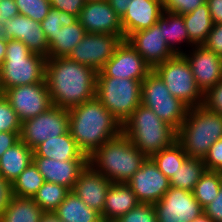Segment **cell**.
<instances>
[{
    "mask_svg": "<svg viewBox=\"0 0 222 222\" xmlns=\"http://www.w3.org/2000/svg\"><path fill=\"white\" fill-rule=\"evenodd\" d=\"M17 15L19 11L15 0H0V19L3 24Z\"/></svg>",
    "mask_w": 222,
    "mask_h": 222,
    "instance_id": "47",
    "label": "cell"
},
{
    "mask_svg": "<svg viewBox=\"0 0 222 222\" xmlns=\"http://www.w3.org/2000/svg\"><path fill=\"white\" fill-rule=\"evenodd\" d=\"M191 54L182 53L188 61L198 88L203 94L222 80V56L203 45L193 46Z\"/></svg>",
    "mask_w": 222,
    "mask_h": 222,
    "instance_id": "16",
    "label": "cell"
},
{
    "mask_svg": "<svg viewBox=\"0 0 222 222\" xmlns=\"http://www.w3.org/2000/svg\"><path fill=\"white\" fill-rule=\"evenodd\" d=\"M142 81L112 77L96 78V98L123 125L141 104Z\"/></svg>",
    "mask_w": 222,
    "mask_h": 222,
    "instance_id": "7",
    "label": "cell"
},
{
    "mask_svg": "<svg viewBox=\"0 0 222 222\" xmlns=\"http://www.w3.org/2000/svg\"><path fill=\"white\" fill-rule=\"evenodd\" d=\"M153 70L160 76L170 93L189 108L203 105L204 94L198 88L188 61L176 54Z\"/></svg>",
    "mask_w": 222,
    "mask_h": 222,
    "instance_id": "9",
    "label": "cell"
},
{
    "mask_svg": "<svg viewBox=\"0 0 222 222\" xmlns=\"http://www.w3.org/2000/svg\"><path fill=\"white\" fill-rule=\"evenodd\" d=\"M1 20L2 19H0V39H8L6 28L4 24L1 22Z\"/></svg>",
    "mask_w": 222,
    "mask_h": 222,
    "instance_id": "54",
    "label": "cell"
},
{
    "mask_svg": "<svg viewBox=\"0 0 222 222\" xmlns=\"http://www.w3.org/2000/svg\"><path fill=\"white\" fill-rule=\"evenodd\" d=\"M13 196L12 183L0 177V217L5 212Z\"/></svg>",
    "mask_w": 222,
    "mask_h": 222,
    "instance_id": "46",
    "label": "cell"
},
{
    "mask_svg": "<svg viewBox=\"0 0 222 222\" xmlns=\"http://www.w3.org/2000/svg\"><path fill=\"white\" fill-rule=\"evenodd\" d=\"M8 39L22 41L32 53L48 58L49 44L39 22L17 15L4 23Z\"/></svg>",
    "mask_w": 222,
    "mask_h": 222,
    "instance_id": "19",
    "label": "cell"
},
{
    "mask_svg": "<svg viewBox=\"0 0 222 222\" xmlns=\"http://www.w3.org/2000/svg\"><path fill=\"white\" fill-rule=\"evenodd\" d=\"M87 34L79 21L73 25H63L55 35L47 39L49 44L48 58H66L74 47Z\"/></svg>",
    "mask_w": 222,
    "mask_h": 222,
    "instance_id": "26",
    "label": "cell"
},
{
    "mask_svg": "<svg viewBox=\"0 0 222 222\" xmlns=\"http://www.w3.org/2000/svg\"><path fill=\"white\" fill-rule=\"evenodd\" d=\"M157 24L162 29V34L168 47L175 54H182L180 45L183 42L189 43V36L182 15L173 14L163 11L162 15L158 18Z\"/></svg>",
    "mask_w": 222,
    "mask_h": 222,
    "instance_id": "29",
    "label": "cell"
},
{
    "mask_svg": "<svg viewBox=\"0 0 222 222\" xmlns=\"http://www.w3.org/2000/svg\"><path fill=\"white\" fill-rule=\"evenodd\" d=\"M47 58L32 53L20 40L7 39L5 60L0 66L2 91L45 80Z\"/></svg>",
    "mask_w": 222,
    "mask_h": 222,
    "instance_id": "6",
    "label": "cell"
},
{
    "mask_svg": "<svg viewBox=\"0 0 222 222\" xmlns=\"http://www.w3.org/2000/svg\"><path fill=\"white\" fill-rule=\"evenodd\" d=\"M112 182L89 165L80 173L73 191L88 207L102 214L107 190Z\"/></svg>",
    "mask_w": 222,
    "mask_h": 222,
    "instance_id": "21",
    "label": "cell"
},
{
    "mask_svg": "<svg viewBox=\"0 0 222 222\" xmlns=\"http://www.w3.org/2000/svg\"><path fill=\"white\" fill-rule=\"evenodd\" d=\"M45 182L38 167L32 162L12 183L13 195L22 198H33Z\"/></svg>",
    "mask_w": 222,
    "mask_h": 222,
    "instance_id": "33",
    "label": "cell"
},
{
    "mask_svg": "<svg viewBox=\"0 0 222 222\" xmlns=\"http://www.w3.org/2000/svg\"><path fill=\"white\" fill-rule=\"evenodd\" d=\"M206 0H163V11L185 15L204 4Z\"/></svg>",
    "mask_w": 222,
    "mask_h": 222,
    "instance_id": "40",
    "label": "cell"
},
{
    "mask_svg": "<svg viewBox=\"0 0 222 222\" xmlns=\"http://www.w3.org/2000/svg\"><path fill=\"white\" fill-rule=\"evenodd\" d=\"M97 222H109V220L102 217V218H101L100 220H98Z\"/></svg>",
    "mask_w": 222,
    "mask_h": 222,
    "instance_id": "55",
    "label": "cell"
},
{
    "mask_svg": "<svg viewBox=\"0 0 222 222\" xmlns=\"http://www.w3.org/2000/svg\"><path fill=\"white\" fill-rule=\"evenodd\" d=\"M152 67L131 46L123 40L114 55L97 72V77H112L143 81L152 71Z\"/></svg>",
    "mask_w": 222,
    "mask_h": 222,
    "instance_id": "14",
    "label": "cell"
},
{
    "mask_svg": "<svg viewBox=\"0 0 222 222\" xmlns=\"http://www.w3.org/2000/svg\"><path fill=\"white\" fill-rule=\"evenodd\" d=\"M17 132L20 135L21 121L10 103L0 96V132Z\"/></svg>",
    "mask_w": 222,
    "mask_h": 222,
    "instance_id": "38",
    "label": "cell"
},
{
    "mask_svg": "<svg viewBox=\"0 0 222 222\" xmlns=\"http://www.w3.org/2000/svg\"><path fill=\"white\" fill-rule=\"evenodd\" d=\"M97 72L66 58H47L45 82L53 106L70 110L96 97Z\"/></svg>",
    "mask_w": 222,
    "mask_h": 222,
    "instance_id": "1",
    "label": "cell"
},
{
    "mask_svg": "<svg viewBox=\"0 0 222 222\" xmlns=\"http://www.w3.org/2000/svg\"><path fill=\"white\" fill-rule=\"evenodd\" d=\"M69 132L88 157L118 136L122 125L95 97L69 110Z\"/></svg>",
    "mask_w": 222,
    "mask_h": 222,
    "instance_id": "2",
    "label": "cell"
},
{
    "mask_svg": "<svg viewBox=\"0 0 222 222\" xmlns=\"http://www.w3.org/2000/svg\"><path fill=\"white\" fill-rule=\"evenodd\" d=\"M154 209L157 222H192L204 212L193 192L172 186Z\"/></svg>",
    "mask_w": 222,
    "mask_h": 222,
    "instance_id": "13",
    "label": "cell"
},
{
    "mask_svg": "<svg viewBox=\"0 0 222 222\" xmlns=\"http://www.w3.org/2000/svg\"><path fill=\"white\" fill-rule=\"evenodd\" d=\"M15 3L20 15L39 23L45 19L51 9L49 0H15Z\"/></svg>",
    "mask_w": 222,
    "mask_h": 222,
    "instance_id": "37",
    "label": "cell"
},
{
    "mask_svg": "<svg viewBox=\"0 0 222 222\" xmlns=\"http://www.w3.org/2000/svg\"><path fill=\"white\" fill-rule=\"evenodd\" d=\"M3 91H2V86H1V81H0V96H2Z\"/></svg>",
    "mask_w": 222,
    "mask_h": 222,
    "instance_id": "56",
    "label": "cell"
},
{
    "mask_svg": "<svg viewBox=\"0 0 222 222\" xmlns=\"http://www.w3.org/2000/svg\"><path fill=\"white\" fill-rule=\"evenodd\" d=\"M147 158L121 132L88 156V165L112 183H126Z\"/></svg>",
    "mask_w": 222,
    "mask_h": 222,
    "instance_id": "3",
    "label": "cell"
},
{
    "mask_svg": "<svg viewBox=\"0 0 222 222\" xmlns=\"http://www.w3.org/2000/svg\"><path fill=\"white\" fill-rule=\"evenodd\" d=\"M2 95L15 110L21 122L34 118L53 106L45 80L6 89Z\"/></svg>",
    "mask_w": 222,
    "mask_h": 222,
    "instance_id": "12",
    "label": "cell"
},
{
    "mask_svg": "<svg viewBox=\"0 0 222 222\" xmlns=\"http://www.w3.org/2000/svg\"><path fill=\"white\" fill-rule=\"evenodd\" d=\"M53 213L63 222H97L102 218L101 213L88 207L73 191Z\"/></svg>",
    "mask_w": 222,
    "mask_h": 222,
    "instance_id": "27",
    "label": "cell"
},
{
    "mask_svg": "<svg viewBox=\"0 0 222 222\" xmlns=\"http://www.w3.org/2000/svg\"><path fill=\"white\" fill-rule=\"evenodd\" d=\"M192 222H214V221L207 214H205L203 212L201 215H199Z\"/></svg>",
    "mask_w": 222,
    "mask_h": 222,
    "instance_id": "53",
    "label": "cell"
},
{
    "mask_svg": "<svg viewBox=\"0 0 222 222\" xmlns=\"http://www.w3.org/2000/svg\"><path fill=\"white\" fill-rule=\"evenodd\" d=\"M122 132L147 157L172 145L177 137V131L172 126L143 104L123 123Z\"/></svg>",
    "mask_w": 222,
    "mask_h": 222,
    "instance_id": "4",
    "label": "cell"
},
{
    "mask_svg": "<svg viewBox=\"0 0 222 222\" xmlns=\"http://www.w3.org/2000/svg\"><path fill=\"white\" fill-rule=\"evenodd\" d=\"M126 40L152 69L176 55L168 47L162 29L157 23L147 29L132 33Z\"/></svg>",
    "mask_w": 222,
    "mask_h": 222,
    "instance_id": "18",
    "label": "cell"
},
{
    "mask_svg": "<svg viewBox=\"0 0 222 222\" xmlns=\"http://www.w3.org/2000/svg\"><path fill=\"white\" fill-rule=\"evenodd\" d=\"M205 170L203 159L188 157L169 178V184L172 187L192 192Z\"/></svg>",
    "mask_w": 222,
    "mask_h": 222,
    "instance_id": "31",
    "label": "cell"
},
{
    "mask_svg": "<svg viewBox=\"0 0 222 222\" xmlns=\"http://www.w3.org/2000/svg\"><path fill=\"white\" fill-rule=\"evenodd\" d=\"M39 222H63L53 212H44Z\"/></svg>",
    "mask_w": 222,
    "mask_h": 222,
    "instance_id": "51",
    "label": "cell"
},
{
    "mask_svg": "<svg viewBox=\"0 0 222 222\" xmlns=\"http://www.w3.org/2000/svg\"><path fill=\"white\" fill-rule=\"evenodd\" d=\"M78 21L87 33L124 34L121 18L111 8L108 0L86 1Z\"/></svg>",
    "mask_w": 222,
    "mask_h": 222,
    "instance_id": "17",
    "label": "cell"
},
{
    "mask_svg": "<svg viewBox=\"0 0 222 222\" xmlns=\"http://www.w3.org/2000/svg\"><path fill=\"white\" fill-rule=\"evenodd\" d=\"M203 209L204 213L207 214L214 222H222V184L219 188L218 195Z\"/></svg>",
    "mask_w": 222,
    "mask_h": 222,
    "instance_id": "45",
    "label": "cell"
},
{
    "mask_svg": "<svg viewBox=\"0 0 222 222\" xmlns=\"http://www.w3.org/2000/svg\"><path fill=\"white\" fill-rule=\"evenodd\" d=\"M139 204L134 192L126 183H112L107 190L105 206L101 216L117 221Z\"/></svg>",
    "mask_w": 222,
    "mask_h": 222,
    "instance_id": "24",
    "label": "cell"
},
{
    "mask_svg": "<svg viewBox=\"0 0 222 222\" xmlns=\"http://www.w3.org/2000/svg\"><path fill=\"white\" fill-rule=\"evenodd\" d=\"M33 162V149L22 140L7 149L0 158V177L13 183Z\"/></svg>",
    "mask_w": 222,
    "mask_h": 222,
    "instance_id": "25",
    "label": "cell"
},
{
    "mask_svg": "<svg viewBox=\"0 0 222 222\" xmlns=\"http://www.w3.org/2000/svg\"><path fill=\"white\" fill-rule=\"evenodd\" d=\"M52 8L67 12L68 14L79 16L84 7L85 0H49Z\"/></svg>",
    "mask_w": 222,
    "mask_h": 222,
    "instance_id": "44",
    "label": "cell"
},
{
    "mask_svg": "<svg viewBox=\"0 0 222 222\" xmlns=\"http://www.w3.org/2000/svg\"><path fill=\"white\" fill-rule=\"evenodd\" d=\"M203 46L210 51L222 56V23L213 24Z\"/></svg>",
    "mask_w": 222,
    "mask_h": 222,
    "instance_id": "43",
    "label": "cell"
},
{
    "mask_svg": "<svg viewBox=\"0 0 222 222\" xmlns=\"http://www.w3.org/2000/svg\"><path fill=\"white\" fill-rule=\"evenodd\" d=\"M141 104L150 108L176 131L186 119L189 107L175 98L160 76L152 70L142 81Z\"/></svg>",
    "mask_w": 222,
    "mask_h": 222,
    "instance_id": "8",
    "label": "cell"
},
{
    "mask_svg": "<svg viewBox=\"0 0 222 222\" xmlns=\"http://www.w3.org/2000/svg\"><path fill=\"white\" fill-rule=\"evenodd\" d=\"M6 49H7V39H0V66L5 60Z\"/></svg>",
    "mask_w": 222,
    "mask_h": 222,
    "instance_id": "52",
    "label": "cell"
},
{
    "mask_svg": "<svg viewBox=\"0 0 222 222\" xmlns=\"http://www.w3.org/2000/svg\"><path fill=\"white\" fill-rule=\"evenodd\" d=\"M222 137V115L204 105L189 108L177 130L176 141L188 157L204 159L213 143Z\"/></svg>",
    "mask_w": 222,
    "mask_h": 222,
    "instance_id": "5",
    "label": "cell"
},
{
    "mask_svg": "<svg viewBox=\"0 0 222 222\" xmlns=\"http://www.w3.org/2000/svg\"><path fill=\"white\" fill-rule=\"evenodd\" d=\"M33 157H45L58 161L88 160L69 131L40 143L33 149Z\"/></svg>",
    "mask_w": 222,
    "mask_h": 222,
    "instance_id": "23",
    "label": "cell"
},
{
    "mask_svg": "<svg viewBox=\"0 0 222 222\" xmlns=\"http://www.w3.org/2000/svg\"><path fill=\"white\" fill-rule=\"evenodd\" d=\"M203 105L216 114L222 115V80L204 94Z\"/></svg>",
    "mask_w": 222,
    "mask_h": 222,
    "instance_id": "41",
    "label": "cell"
},
{
    "mask_svg": "<svg viewBox=\"0 0 222 222\" xmlns=\"http://www.w3.org/2000/svg\"><path fill=\"white\" fill-rule=\"evenodd\" d=\"M221 184V171L205 170L192 192L195 199L204 208L218 195Z\"/></svg>",
    "mask_w": 222,
    "mask_h": 222,
    "instance_id": "34",
    "label": "cell"
},
{
    "mask_svg": "<svg viewBox=\"0 0 222 222\" xmlns=\"http://www.w3.org/2000/svg\"><path fill=\"white\" fill-rule=\"evenodd\" d=\"M33 162L46 182L59 184L70 191L88 165V160L58 161L45 157H33Z\"/></svg>",
    "mask_w": 222,
    "mask_h": 222,
    "instance_id": "20",
    "label": "cell"
},
{
    "mask_svg": "<svg viewBox=\"0 0 222 222\" xmlns=\"http://www.w3.org/2000/svg\"><path fill=\"white\" fill-rule=\"evenodd\" d=\"M163 13L161 0H131L121 18L125 40L134 32L156 24Z\"/></svg>",
    "mask_w": 222,
    "mask_h": 222,
    "instance_id": "22",
    "label": "cell"
},
{
    "mask_svg": "<svg viewBox=\"0 0 222 222\" xmlns=\"http://www.w3.org/2000/svg\"><path fill=\"white\" fill-rule=\"evenodd\" d=\"M213 24L222 23V0H206Z\"/></svg>",
    "mask_w": 222,
    "mask_h": 222,
    "instance_id": "49",
    "label": "cell"
},
{
    "mask_svg": "<svg viewBox=\"0 0 222 222\" xmlns=\"http://www.w3.org/2000/svg\"><path fill=\"white\" fill-rule=\"evenodd\" d=\"M77 21V16L51 7L45 19L40 22V25L44 31L46 39H48L50 35H55L58 29H60L63 25H73Z\"/></svg>",
    "mask_w": 222,
    "mask_h": 222,
    "instance_id": "36",
    "label": "cell"
},
{
    "mask_svg": "<svg viewBox=\"0 0 222 222\" xmlns=\"http://www.w3.org/2000/svg\"><path fill=\"white\" fill-rule=\"evenodd\" d=\"M139 203L155 204L170 189L169 179L148 157L134 175L126 182Z\"/></svg>",
    "mask_w": 222,
    "mask_h": 222,
    "instance_id": "15",
    "label": "cell"
},
{
    "mask_svg": "<svg viewBox=\"0 0 222 222\" xmlns=\"http://www.w3.org/2000/svg\"><path fill=\"white\" fill-rule=\"evenodd\" d=\"M108 2L117 15L122 18L126 13L127 6L131 3V0H108Z\"/></svg>",
    "mask_w": 222,
    "mask_h": 222,
    "instance_id": "50",
    "label": "cell"
},
{
    "mask_svg": "<svg viewBox=\"0 0 222 222\" xmlns=\"http://www.w3.org/2000/svg\"><path fill=\"white\" fill-rule=\"evenodd\" d=\"M69 192L68 188L45 181L33 197V200L44 212H53Z\"/></svg>",
    "mask_w": 222,
    "mask_h": 222,
    "instance_id": "35",
    "label": "cell"
},
{
    "mask_svg": "<svg viewBox=\"0 0 222 222\" xmlns=\"http://www.w3.org/2000/svg\"><path fill=\"white\" fill-rule=\"evenodd\" d=\"M69 131V110L52 106L46 112L21 122L20 140L34 149L47 139Z\"/></svg>",
    "mask_w": 222,
    "mask_h": 222,
    "instance_id": "10",
    "label": "cell"
},
{
    "mask_svg": "<svg viewBox=\"0 0 222 222\" xmlns=\"http://www.w3.org/2000/svg\"><path fill=\"white\" fill-rule=\"evenodd\" d=\"M20 140L17 132H0V158L3 153Z\"/></svg>",
    "mask_w": 222,
    "mask_h": 222,
    "instance_id": "48",
    "label": "cell"
},
{
    "mask_svg": "<svg viewBox=\"0 0 222 222\" xmlns=\"http://www.w3.org/2000/svg\"><path fill=\"white\" fill-rule=\"evenodd\" d=\"M150 158L169 179L181 167L188 156L181 145L175 141L172 145L154 153Z\"/></svg>",
    "mask_w": 222,
    "mask_h": 222,
    "instance_id": "32",
    "label": "cell"
},
{
    "mask_svg": "<svg viewBox=\"0 0 222 222\" xmlns=\"http://www.w3.org/2000/svg\"><path fill=\"white\" fill-rule=\"evenodd\" d=\"M118 222H157L153 204L139 203L134 209L127 212Z\"/></svg>",
    "mask_w": 222,
    "mask_h": 222,
    "instance_id": "39",
    "label": "cell"
},
{
    "mask_svg": "<svg viewBox=\"0 0 222 222\" xmlns=\"http://www.w3.org/2000/svg\"><path fill=\"white\" fill-rule=\"evenodd\" d=\"M203 160L206 170L222 172V137L211 145Z\"/></svg>",
    "mask_w": 222,
    "mask_h": 222,
    "instance_id": "42",
    "label": "cell"
},
{
    "mask_svg": "<svg viewBox=\"0 0 222 222\" xmlns=\"http://www.w3.org/2000/svg\"><path fill=\"white\" fill-rule=\"evenodd\" d=\"M182 16L189 36L190 46L203 45L213 27L207 3L205 2L194 11Z\"/></svg>",
    "mask_w": 222,
    "mask_h": 222,
    "instance_id": "28",
    "label": "cell"
},
{
    "mask_svg": "<svg viewBox=\"0 0 222 222\" xmlns=\"http://www.w3.org/2000/svg\"><path fill=\"white\" fill-rule=\"evenodd\" d=\"M43 213L33 198L13 196L0 222H39Z\"/></svg>",
    "mask_w": 222,
    "mask_h": 222,
    "instance_id": "30",
    "label": "cell"
},
{
    "mask_svg": "<svg viewBox=\"0 0 222 222\" xmlns=\"http://www.w3.org/2000/svg\"><path fill=\"white\" fill-rule=\"evenodd\" d=\"M123 40L124 34L87 33L67 58L99 72Z\"/></svg>",
    "mask_w": 222,
    "mask_h": 222,
    "instance_id": "11",
    "label": "cell"
}]
</instances>
